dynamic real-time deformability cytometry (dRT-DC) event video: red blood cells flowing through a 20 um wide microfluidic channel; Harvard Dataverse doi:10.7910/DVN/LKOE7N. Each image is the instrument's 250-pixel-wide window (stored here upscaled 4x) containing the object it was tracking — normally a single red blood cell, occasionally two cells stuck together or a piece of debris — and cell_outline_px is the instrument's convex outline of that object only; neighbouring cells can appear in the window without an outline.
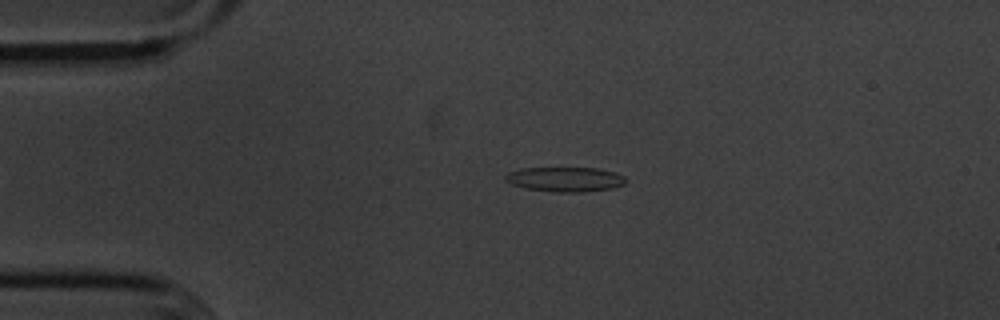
{"species": "common noctule bat (a hibernating species)", "species_latin": "Nyctalus noctula", "temperature_condition": "cold", "stored_images_in_passage": 41, "camera_frame_rate_fps": 3000, "um_per_image_px": 0.085, "animal": {"sex": "male", "body_mass_g": 20.1, "forearm_length_mm": 53.5}, "frame": {"image": 1, "passage_image": 4, "time_ms": 1.0, "image_size_px": [1000, 320], "cell_outline_px": [[628, 180], [624, 184], [612, 188], [584, 192], [552, 192], [528, 188], [512, 184], [504, 180], [504, 176], [508, 172], [520, 168], [596, 168], [616, 172], [624, 176]], "centroid_in_image_um": [48.05, 15.24], "position_along_channel_um": 36.9, "area_um2": 17.4}}
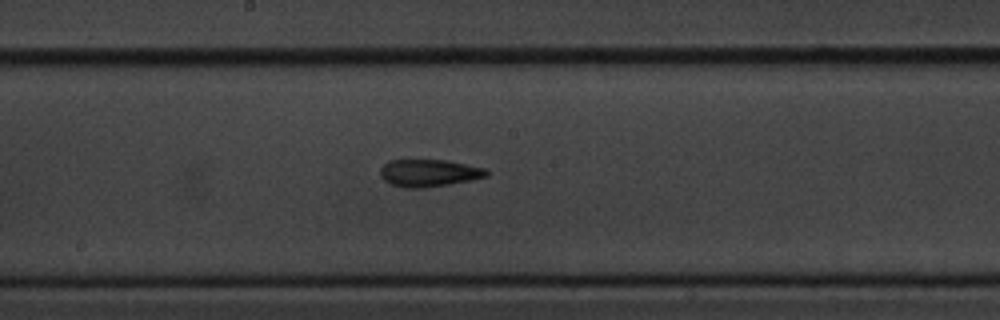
{"frame": {"image": 2, "passage_image": 21, "time_ms": 6.667, "image_size_px": [1000, 320], "cell_outline_px": [[488, 176], [472, 180], [424, 188], [400, 188], [384, 180], [380, 176], [380, 168], [388, 160], [444, 160], [488, 168]], "centroid_in_image_um": [36.46, 14.71], "position_along_channel_um": 211.7, "area_um2": 17.05}}
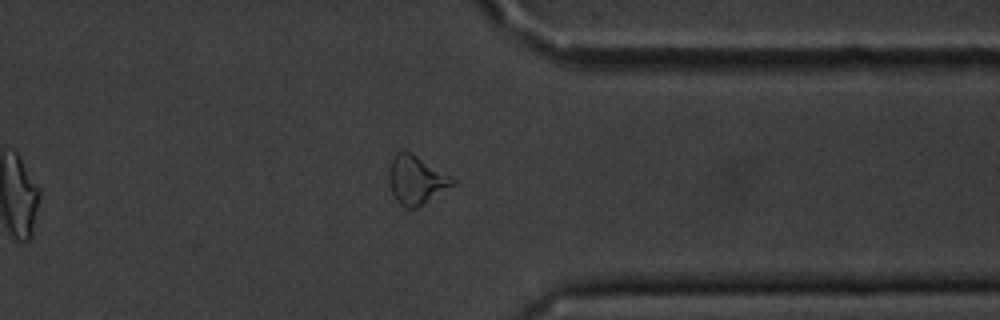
{"frame": {"image": 3, "passage_image": 35, "time_ms": 11.333, "image_size_px": [1000, 320], "cell_outline_px": [[456, 180], [452, 184], [424, 204], [416, 208], [404, 208], [396, 200], [392, 192], [388, 180], [388, 172], [392, 156], [396, 152], [404, 148], [412, 152], [452, 176]], "centroid_in_image_um": [35.33, 15.24], "position_along_channel_um": 376.1, "area_um2": 18.21}, "authors_computed_cell_mechanics": {"area_um2": 16.7042, "velocity_mm_per_s": 3.6254, "shape_relaxation_time_tau1_ms": 5.2696, "shape_relaxation_time_tau2_ms": 4.2664, "deformation_change_tau1": 0.1798, "deformation_change_tau2": 0.1492}}